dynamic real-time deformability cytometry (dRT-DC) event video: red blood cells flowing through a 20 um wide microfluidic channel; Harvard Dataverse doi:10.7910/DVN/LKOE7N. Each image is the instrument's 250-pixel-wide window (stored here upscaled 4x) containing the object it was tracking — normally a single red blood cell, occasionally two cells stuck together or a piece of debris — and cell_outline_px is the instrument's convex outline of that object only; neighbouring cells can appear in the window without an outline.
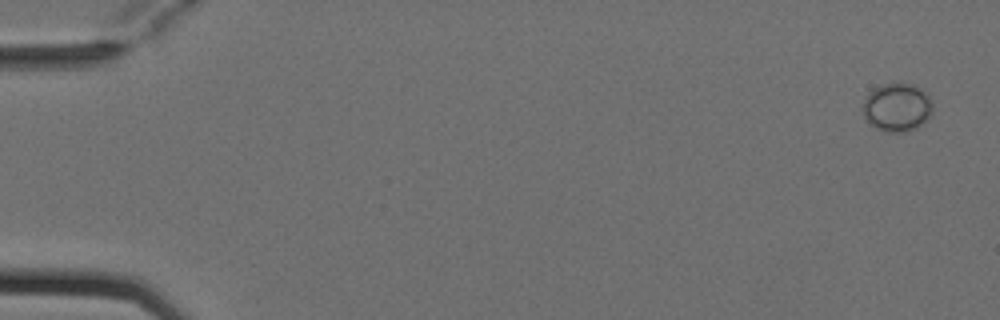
{"species": "Egyptian fruit bat (a non-hibernating species)", "species_latin": "Rousettus aegyptiacus", "temperature_condition": "cold", "stored_images_in_passage": 4, "camera_frame_rate_fps": 3000, "um_per_image_px": 0.085, "animal": {"sex": "female"}, "frame": {"image": 1, "passage_image": 1, "time_ms": 0.0, "image_size_px": [1000, 320], "cell_outline_px": [[932, 112], [916, 128], [904, 132], [884, 132], [868, 124], [864, 120], [864, 100], [868, 92], [872, 88], [884, 84], [912, 84], [920, 88], [928, 96], [932, 104]], "centroid_in_image_um": [76.2, 9.14], "position_along_channel_um": 8.8, "area_um2": 19.54}}
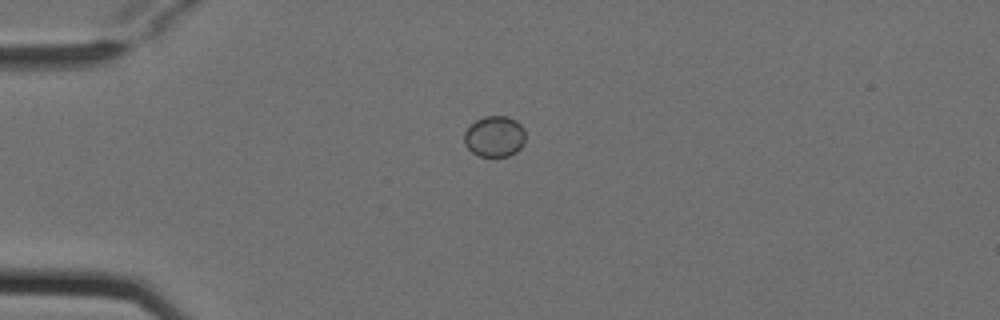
{"frame": {"image": 2, "passage_image": 4, "time_ms": 1.0, "image_size_px": [1000, 320], "cell_outline_px": [[524, 144], [516, 152], [508, 156], [480, 156], [472, 152], [464, 144], [464, 132], [476, 120], [484, 116], [508, 116], [516, 120], [524, 128]], "centroid_in_image_um": [42.04, 11.59], "position_along_channel_um": 43.0, "area_um2": 14.62}}